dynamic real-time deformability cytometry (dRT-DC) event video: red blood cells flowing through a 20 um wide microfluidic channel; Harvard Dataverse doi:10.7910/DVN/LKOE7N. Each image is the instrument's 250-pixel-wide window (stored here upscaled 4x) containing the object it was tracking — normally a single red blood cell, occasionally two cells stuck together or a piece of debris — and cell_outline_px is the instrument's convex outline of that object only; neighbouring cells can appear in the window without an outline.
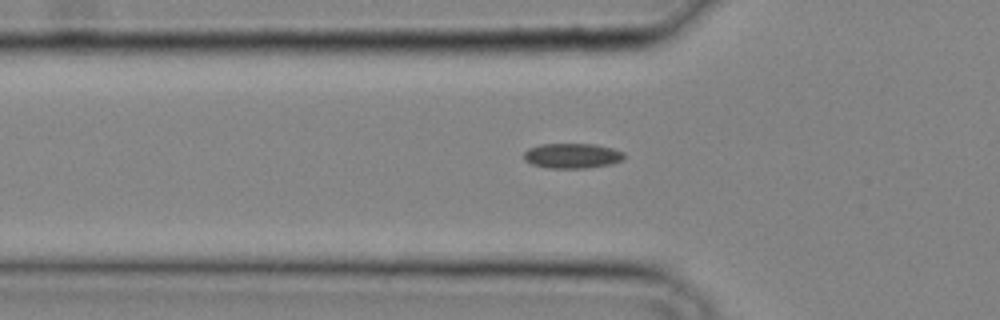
{"species": "common noctule bat (a hibernating species)", "species_latin": "Nyctalus noctula", "temperature_condition": "cold", "stored_images_in_passage": 32, "camera_frame_rate_fps": 3000, "um_per_image_px": 0.085, "animal": {"sex": "male", "body_mass_g": 20.4}, "frame": {"image": 1, "passage_image": 10, "time_ms": 3.0, "image_size_px": [1000, 320], "cell_outline_px": [[624, 160], [612, 164], [584, 168], [548, 168], [532, 164], [524, 160], [524, 152], [528, 148], [540, 144], [596, 144], [612, 148], [624, 152]], "centroid_in_image_um": [48.64, 13.24], "position_along_channel_um": 77.2, "area_um2": 14.74}}
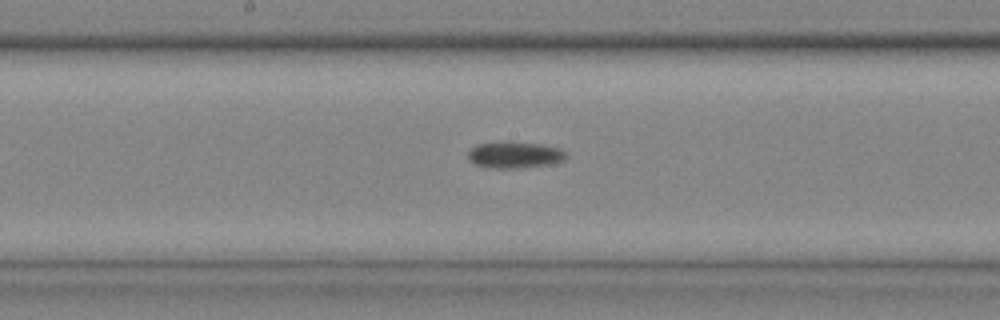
{"frame": {"image": 2, "passage_image": 17, "time_ms": 5.333, "image_size_px": [1000, 320], "cell_outline_px": [[564, 160], [548, 164], [524, 168], [492, 168], [476, 164], [468, 160], [468, 152], [476, 144], [540, 144], [560, 148], [564, 152]], "centroid_in_image_um": [43.73, 13.21], "position_along_channel_um": 204.5, "area_um2": 14.33}}
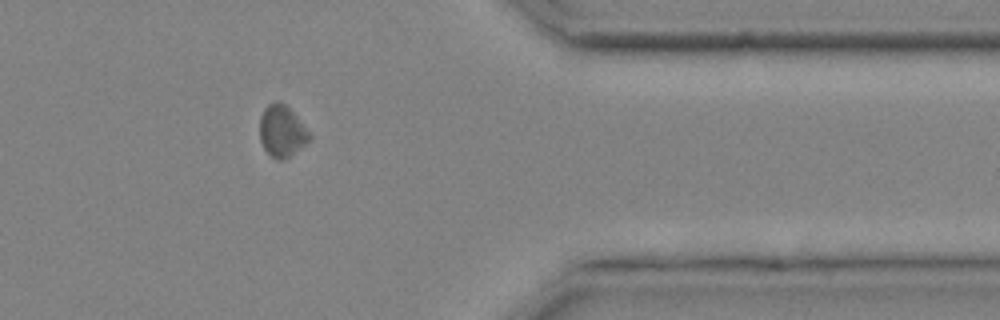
{"frame": {"image": 3, "passage_image": 28, "time_ms": 9.0, "image_size_px": [1000, 320], "cell_outline_px": [[312, 136], [304, 144], [284, 160], [276, 160], [264, 148], [260, 140], [260, 116], [264, 108], [268, 104], [276, 100], [280, 100], [296, 116]], "centroid_in_image_um": [23.93, 11.13], "position_along_channel_um": 387.5, "area_um2": 14.68}}